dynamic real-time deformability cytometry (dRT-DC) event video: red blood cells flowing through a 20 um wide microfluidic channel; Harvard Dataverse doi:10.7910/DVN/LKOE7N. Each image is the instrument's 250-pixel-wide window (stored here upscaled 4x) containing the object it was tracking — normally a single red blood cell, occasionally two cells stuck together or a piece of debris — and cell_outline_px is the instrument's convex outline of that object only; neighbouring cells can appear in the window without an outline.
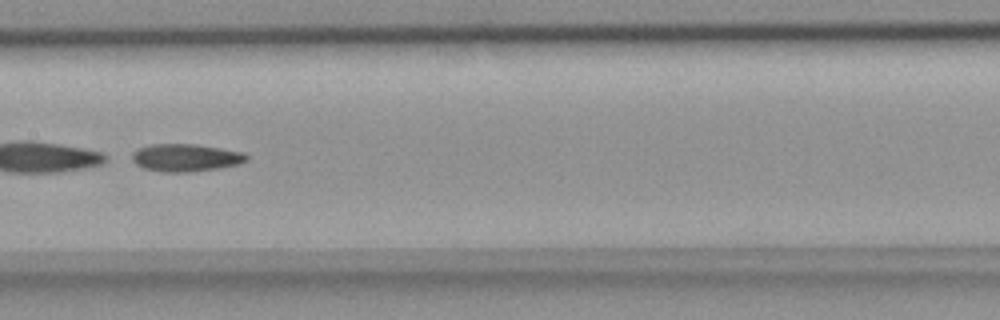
{"species": "common noctule bat (a hibernating species)", "species_latin": "Nyctalus noctula", "temperature_condition": "room temperature", "stored_images_in_passage": 9, "camera_frame_rate_fps": 3000, "um_per_image_px": 0.085, "animal": {"sex": "female", "body_mass_g": 18.4}, "frame": {"image": 1, "passage_image": 6, "time_ms": 1.667, "image_size_px": [1000, 320], "cell_outline_px": [[248, 160], [236, 164], [216, 168], [188, 172], [164, 172], [144, 168], [136, 164], [132, 160], [132, 152], [136, 148], [152, 144], [196, 144], [244, 152], [248, 156]], "centroid_in_image_um": [15.75, 13.39], "position_along_channel_um": 191.7, "area_um2": 18.32}}
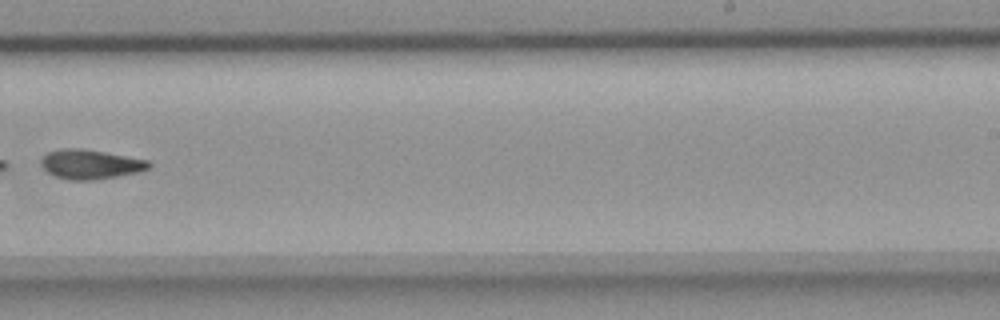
{"frame": {"image": 2, "passage_image": 8, "time_ms": 2.333, "image_size_px": [1000, 320], "cell_outline_px": [[152, 164], [148, 168], [140, 172], [92, 180], [72, 180], [56, 176], [48, 172], [44, 168], [40, 160], [48, 152], [60, 148], [80, 148], [104, 152], [148, 160]], "centroid_in_image_um": [7.69, 13.96], "position_along_channel_um": 281.3, "area_um2": 18.26}}
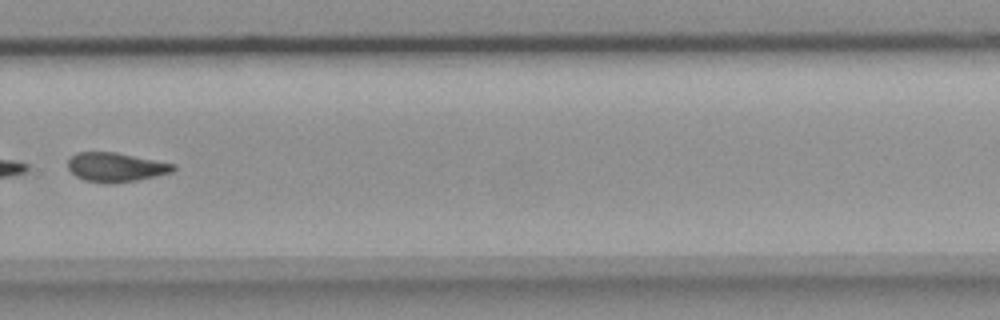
{"frame": {"image": 3, "passage_image": 9, "time_ms": 2.667, "image_size_px": [1000, 320], "cell_outline_px": [[176, 168], [172, 172], [156, 176], [136, 180], [108, 184], [84, 180], [76, 176], [68, 168], [68, 160], [76, 152], [116, 152], [176, 164]], "centroid_in_image_um": [9.85, 14.21], "position_along_channel_um": 320.0, "area_um2": 17.92}}